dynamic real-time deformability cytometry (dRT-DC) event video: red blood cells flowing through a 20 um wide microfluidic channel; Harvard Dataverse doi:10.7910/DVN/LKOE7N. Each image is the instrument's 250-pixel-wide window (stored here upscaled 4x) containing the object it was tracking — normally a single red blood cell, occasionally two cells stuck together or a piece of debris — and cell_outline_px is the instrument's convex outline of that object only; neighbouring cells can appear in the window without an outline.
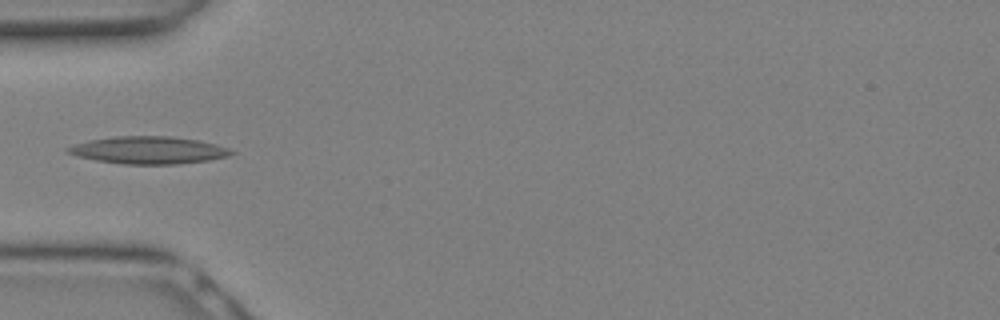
{"species": "Egyptian fruit bat (a non-hibernating species)", "species_latin": "Rousettus aegyptiacus", "temperature_condition": "warm", "stored_images_in_passage": 7, "camera_frame_rate_fps": 3000, "um_per_image_px": 0.085, "animal": {"sex": "female"}, "frame": {"image": 1, "passage_image": 6, "time_ms": 1.667, "image_size_px": [1000, 320], "cell_outline_px": [[236, 152], [228, 156], [208, 160], [176, 164], [124, 164], [96, 160], [76, 156], [64, 152], [64, 148], [88, 140], [116, 136], [172, 136], [200, 140], [216, 144], [228, 148]], "centroid_in_image_um": [12.6, 12.76], "position_along_channel_um": 72.4, "area_um2": 26.18}}